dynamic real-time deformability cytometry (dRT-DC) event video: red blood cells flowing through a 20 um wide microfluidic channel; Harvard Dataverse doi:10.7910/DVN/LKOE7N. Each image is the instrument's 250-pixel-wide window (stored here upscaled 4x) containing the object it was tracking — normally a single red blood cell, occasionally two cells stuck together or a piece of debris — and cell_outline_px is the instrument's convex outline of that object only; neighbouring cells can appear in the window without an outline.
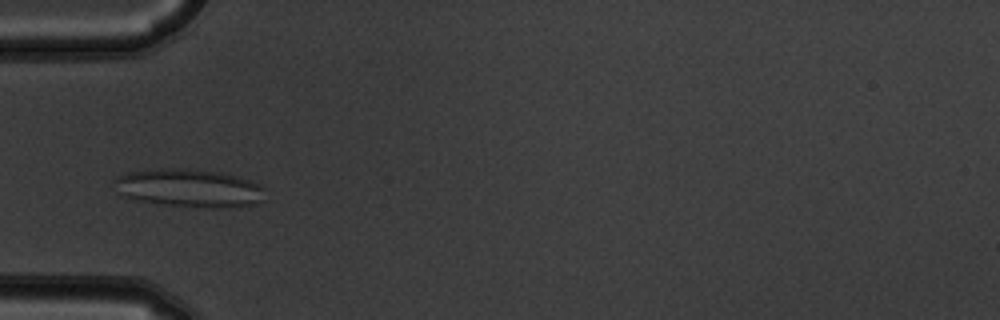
{"species": "common noctule bat (a hibernating species)", "species_latin": "Nyctalus noctula", "temperature_condition": "warm", "stored_images_in_passage": 7, "camera_frame_rate_fps": 3000, "um_per_image_px": 0.085, "animal": {"sex": "male", "body_mass_g": 19.5, "forearm_length_mm": 54.6}, "frame": {"image": 1, "passage_image": 5, "time_ms": 1.333, "image_size_px": [1000, 320], "cell_outline_px": [[264, 188], [260, 204], [220, 208], [204, 208], [160, 204], [136, 200], [124, 196], [120, 192], [112, 180], [128, 172], [144, 168], [188, 168], [220, 172], [252, 180], [260, 184]], "centroid_in_image_um": [16.08, 15.98], "position_along_channel_um": 68.9, "area_um2": 33.99}}
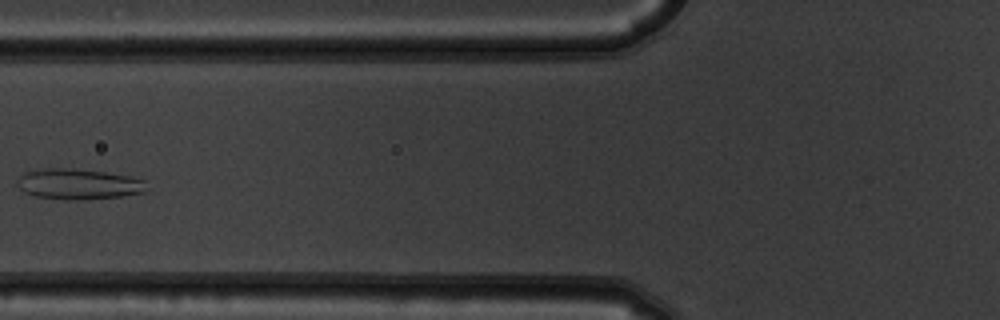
{"frame": {"image": 2, "passage_image": 6, "time_ms": 1.667, "image_size_px": [1000, 320], "cell_outline_px": [[148, 192], [120, 196], [84, 200], [68, 200], [36, 196], [24, 192], [16, 184], [16, 180], [24, 172], [44, 168], [72, 168], [104, 172], [128, 176], [148, 180]], "centroid_in_image_um": [6.71, 15.65], "position_along_channel_um": 119.1, "area_um2": 23.41}}